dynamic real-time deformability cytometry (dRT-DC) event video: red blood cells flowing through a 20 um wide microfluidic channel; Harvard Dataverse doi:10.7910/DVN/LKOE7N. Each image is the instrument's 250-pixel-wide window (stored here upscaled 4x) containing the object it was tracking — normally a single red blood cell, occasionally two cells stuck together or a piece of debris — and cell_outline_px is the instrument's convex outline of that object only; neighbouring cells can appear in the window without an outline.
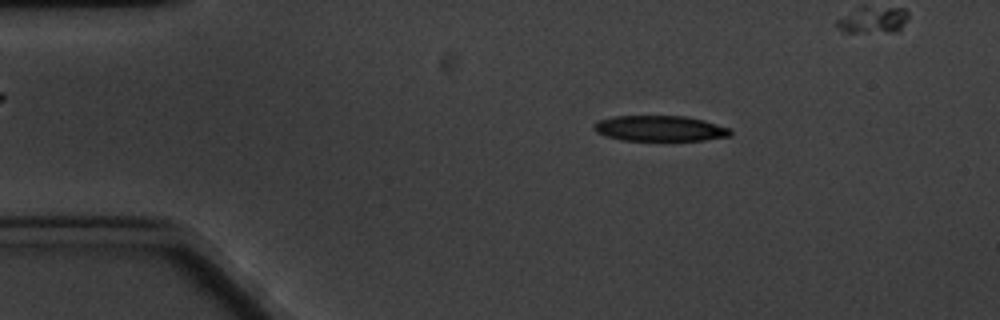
{"species": "common noctule bat (a hibernating species)", "species_latin": "Nyctalus noctula", "temperature_condition": "cold", "stored_images_in_passage": 5, "segment_of_instrument_passage": [1, 2], "camera_frame_rate_fps": 3000, "um_per_image_px": 0.085, "animal": {"sex": "male", "body_mass_g": 20.1, "forearm_length_mm": 53.5}, "frame": {"image": 1, "passage_image": 2, "time_ms": 1.333, "image_size_px": [1000, 320], "cell_outline_px": [[732, 136], [704, 140], [620, 140], [596, 132], [592, 124], [600, 120], [616, 116], [684, 116], [704, 120], [732, 128]], "centroid_in_image_um": [56.15, 10.91], "position_along_channel_um": 28.9, "area_um2": 20.35}}